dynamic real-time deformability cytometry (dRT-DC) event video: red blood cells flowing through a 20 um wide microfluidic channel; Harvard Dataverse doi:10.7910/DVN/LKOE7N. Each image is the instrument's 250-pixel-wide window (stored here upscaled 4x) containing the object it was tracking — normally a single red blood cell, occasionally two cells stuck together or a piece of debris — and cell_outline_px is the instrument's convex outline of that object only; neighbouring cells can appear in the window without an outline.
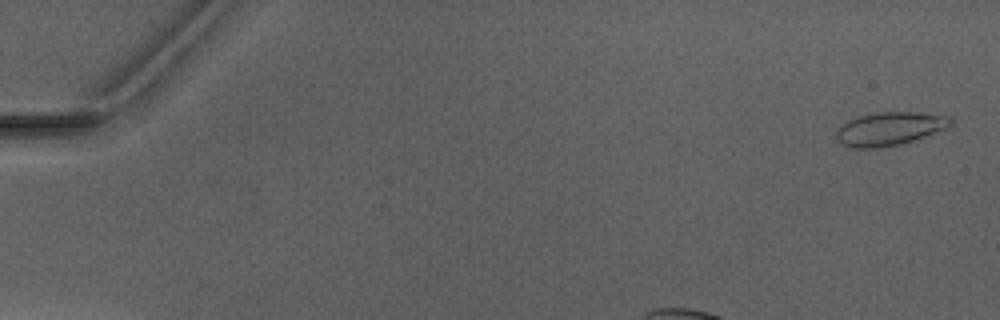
{"species": "Egyptian fruit bat (a non-hibernating species)", "species_latin": "Rousettus aegyptiacus", "temperature_condition": "warm", "stored_images_in_passage": 4, "camera_frame_rate_fps": 3000, "um_per_image_px": 0.085, "animal": {"sex": "male"}, "frame": {"image": 1, "passage_image": 1, "time_ms": 0.0, "image_size_px": [1000, 320], "cell_outline_px": [[952, 124], [944, 128], [924, 136], [900, 144], [872, 148], [856, 148], [844, 144], [836, 136], [836, 132], [848, 120], [860, 116], [876, 112], [920, 112], [948, 116], [952, 120]], "centroid_in_image_um": [75.63, 10.92], "position_along_channel_um": 9.4, "area_um2": 21.62}}